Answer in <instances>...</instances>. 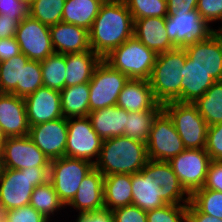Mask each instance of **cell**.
Here are the masks:
<instances>
[{
	"instance_id": "cell-1",
	"label": "cell",
	"mask_w": 222,
	"mask_h": 222,
	"mask_svg": "<svg viewBox=\"0 0 222 222\" xmlns=\"http://www.w3.org/2000/svg\"><path fill=\"white\" fill-rule=\"evenodd\" d=\"M134 20L123 0L102 4L91 29V49L102 59L133 37Z\"/></svg>"
},
{
	"instance_id": "cell-2",
	"label": "cell",
	"mask_w": 222,
	"mask_h": 222,
	"mask_svg": "<svg viewBox=\"0 0 222 222\" xmlns=\"http://www.w3.org/2000/svg\"><path fill=\"white\" fill-rule=\"evenodd\" d=\"M147 145L139 140L118 136L103 140L94 168L104 176L112 174H135L148 162Z\"/></svg>"
},
{
	"instance_id": "cell-3",
	"label": "cell",
	"mask_w": 222,
	"mask_h": 222,
	"mask_svg": "<svg viewBox=\"0 0 222 222\" xmlns=\"http://www.w3.org/2000/svg\"><path fill=\"white\" fill-rule=\"evenodd\" d=\"M185 63L186 52L184 48L176 47L157 54L148 81L159 104L181 102V82Z\"/></svg>"
},
{
	"instance_id": "cell-4",
	"label": "cell",
	"mask_w": 222,
	"mask_h": 222,
	"mask_svg": "<svg viewBox=\"0 0 222 222\" xmlns=\"http://www.w3.org/2000/svg\"><path fill=\"white\" fill-rule=\"evenodd\" d=\"M49 180V167L23 170L2 168L0 173V211L28 206L36 186Z\"/></svg>"
},
{
	"instance_id": "cell-5",
	"label": "cell",
	"mask_w": 222,
	"mask_h": 222,
	"mask_svg": "<svg viewBox=\"0 0 222 222\" xmlns=\"http://www.w3.org/2000/svg\"><path fill=\"white\" fill-rule=\"evenodd\" d=\"M157 54L134 36L112 50L103 60L130 79L148 80Z\"/></svg>"
},
{
	"instance_id": "cell-6",
	"label": "cell",
	"mask_w": 222,
	"mask_h": 222,
	"mask_svg": "<svg viewBox=\"0 0 222 222\" xmlns=\"http://www.w3.org/2000/svg\"><path fill=\"white\" fill-rule=\"evenodd\" d=\"M163 109L171 117L186 149H205L208 125L193 103L169 102Z\"/></svg>"
},
{
	"instance_id": "cell-7",
	"label": "cell",
	"mask_w": 222,
	"mask_h": 222,
	"mask_svg": "<svg viewBox=\"0 0 222 222\" xmlns=\"http://www.w3.org/2000/svg\"><path fill=\"white\" fill-rule=\"evenodd\" d=\"M94 168L85 159L61 157L50 161L49 181L66 207L74 198L83 178Z\"/></svg>"
},
{
	"instance_id": "cell-8",
	"label": "cell",
	"mask_w": 222,
	"mask_h": 222,
	"mask_svg": "<svg viewBox=\"0 0 222 222\" xmlns=\"http://www.w3.org/2000/svg\"><path fill=\"white\" fill-rule=\"evenodd\" d=\"M130 78L103 59L89 82V112L117 105V99Z\"/></svg>"
},
{
	"instance_id": "cell-9",
	"label": "cell",
	"mask_w": 222,
	"mask_h": 222,
	"mask_svg": "<svg viewBox=\"0 0 222 222\" xmlns=\"http://www.w3.org/2000/svg\"><path fill=\"white\" fill-rule=\"evenodd\" d=\"M146 145L148 159L154 161L168 162L186 149L171 117L164 109L154 118Z\"/></svg>"
},
{
	"instance_id": "cell-10",
	"label": "cell",
	"mask_w": 222,
	"mask_h": 222,
	"mask_svg": "<svg viewBox=\"0 0 222 222\" xmlns=\"http://www.w3.org/2000/svg\"><path fill=\"white\" fill-rule=\"evenodd\" d=\"M165 27L169 40L178 48L205 40L216 31L197 10L186 13L180 9L169 14L165 17Z\"/></svg>"
},
{
	"instance_id": "cell-11",
	"label": "cell",
	"mask_w": 222,
	"mask_h": 222,
	"mask_svg": "<svg viewBox=\"0 0 222 222\" xmlns=\"http://www.w3.org/2000/svg\"><path fill=\"white\" fill-rule=\"evenodd\" d=\"M65 157L97 161L103 139L93 129L88 116L67 119Z\"/></svg>"
},
{
	"instance_id": "cell-12",
	"label": "cell",
	"mask_w": 222,
	"mask_h": 222,
	"mask_svg": "<svg viewBox=\"0 0 222 222\" xmlns=\"http://www.w3.org/2000/svg\"><path fill=\"white\" fill-rule=\"evenodd\" d=\"M211 161L205 149H185L168 163L181 185L191 195L203 187Z\"/></svg>"
},
{
	"instance_id": "cell-13",
	"label": "cell",
	"mask_w": 222,
	"mask_h": 222,
	"mask_svg": "<svg viewBox=\"0 0 222 222\" xmlns=\"http://www.w3.org/2000/svg\"><path fill=\"white\" fill-rule=\"evenodd\" d=\"M50 159L29 136L7 137L1 152L2 168L23 170L31 167H50Z\"/></svg>"
},
{
	"instance_id": "cell-14",
	"label": "cell",
	"mask_w": 222,
	"mask_h": 222,
	"mask_svg": "<svg viewBox=\"0 0 222 222\" xmlns=\"http://www.w3.org/2000/svg\"><path fill=\"white\" fill-rule=\"evenodd\" d=\"M16 40L21 53L33 61H44L55 53L50 27L28 15L18 25Z\"/></svg>"
},
{
	"instance_id": "cell-15",
	"label": "cell",
	"mask_w": 222,
	"mask_h": 222,
	"mask_svg": "<svg viewBox=\"0 0 222 222\" xmlns=\"http://www.w3.org/2000/svg\"><path fill=\"white\" fill-rule=\"evenodd\" d=\"M67 132V119L62 117L30 126L28 136L50 160H54L65 156Z\"/></svg>"
},
{
	"instance_id": "cell-16",
	"label": "cell",
	"mask_w": 222,
	"mask_h": 222,
	"mask_svg": "<svg viewBox=\"0 0 222 222\" xmlns=\"http://www.w3.org/2000/svg\"><path fill=\"white\" fill-rule=\"evenodd\" d=\"M192 63L204 69L215 81H222V35L216 30L207 39L184 47Z\"/></svg>"
},
{
	"instance_id": "cell-17",
	"label": "cell",
	"mask_w": 222,
	"mask_h": 222,
	"mask_svg": "<svg viewBox=\"0 0 222 222\" xmlns=\"http://www.w3.org/2000/svg\"><path fill=\"white\" fill-rule=\"evenodd\" d=\"M143 169L155 179L157 195L166 204H188L190 202V194L181 185L168 162L148 160Z\"/></svg>"
},
{
	"instance_id": "cell-18",
	"label": "cell",
	"mask_w": 222,
	"mask_h": 222,
	"mask_svg": "<svg viewBox=\"0 0 222 222\" xmlns=\"http://www.w3.org/2000/svg\"><path fill=\"white\" fill-rule=\"evenodd\" d=\"M24 100L29 126L63 117L60 91L41 86Z\"/></svg>"
},
{
	"instance_id": "cell-19",
	"label": "cell",
	"mask_w": 222,
	"mask_h": 222,
	"mask_svg": "<svg viewBox=\"0 0 222 222\" xmlns=\"http://www.w3.org/2000/svg\"><path fill=\"white\" fill-rule=\"evenodd\" d=\"M29 123L26 104L22 97L0 93V132L4 138L28 136Z\"/></svg>"
},
{
	"instance_id": "cell-20",
	"label": "cell",
	"mask_w": 222,
	"mask_h": 222,
	"mask_svg": "<svg viewBox=\"0 0 222 222\" xmlns=\"http://www.w3.org/2000/svg\"><path fill=\"white\" fill-rule=\"evenodd\" d=\"M74 209L78 214L98 212L104 207V175L93 168L82 180L74 198L66 208Z\"/></svg>"
},
{
	"instance_id": "cell-21",
	"label": "cell",
	"mask_w": 222,
	"mask_h": 222,
	"mask_svg": "<svg viewBox=\"0 0 222 222\" xmlns=\"http://www.w3.org/2000/svg\"><path fill=\"white\" fill-rule=\"evenodd\" d=\"M50 37L55 53L69 54L91 50L89 31L64 22L50 26Z\"/></svg>"
},
{
	"instance_id": "cell-22",
	"label": "cell",
	"mask_w": 222,
	"mask_h": 222,
	"mask_svg": "<svg viewBox=\"0 0 222 222\" xmlns=\"http://www.w3.org/2000/svg\"><path fill=\"white\" fill-rule=\"evenodd\" d=\"M133 36L156 54L176 48L168 38L165 17H147L134 20Z\"/></svg>"
},
{
	"instance_id": "cell-23",
	"label": "cell",
	"mask_w": 222,
	"mask_h": 222,
	"mask_svg": "<svg viewBox=\"0 0 222 222\" xmlns=\"http://www.w3.org/2000/svg\"><path fill=\"white\" fill-rule=\"evenodd\" d=\"M156 101L148 80L129 79L117 99V106L128 112L152 110Z\"/></svg>"
},
{
	"instance_id": "cell-24",
	"label": "cell",
	"mask_w": 222,
	"mask_h": 222,
	"mask_svg": "<svg viewBox=\"0 0 222 222\" xmlns=\"http://www.w3.org/2000/svg\"><path fill=\"white\" fill-rule=\"evenodd\" d=\"M127 117L128 111L117 105L94 110L88 114L93 129L103 140L123 136Z\"/></svg>"
},
{
	"instance_id": "cell-25",
	"label": "cell",
	"mask_w": 222,
	"mask_h": 222,
	"mask_svg": "<svg viewBox=\"0 0 222 222\" xmlns=\"http://www.w3.org/2000/svg\"><path fill=\"white\" fill-rule=\"evenodd\" d=\"M102 61L92 49L66 54L65 87L89 83L95 68Z\"/></svg>"
},
{
	"instance_id": "cell-26",
	"label": "cell",
	"mask_w": 222,
	"mask_h": 222,
	"mask_svg": "<svg viewBox=\"0 0 222 222\" xmlns=\"http://www.w3.org/2000/svg\"><path fill=\"white\" fill-rule=\"evenodd\" d=\"M181 82V102L194 103L216 82L207 71L195 66L186 55Z\"/></svg>"
},
{
	"instance_id": "cell-27",
	"label": "cell",
	"mask_w": 222,
	"mask_h": 222,
	"mask_svg": "<svg viewBox=\"0 0 222 222\" xmlns=\"http://www.w3.org/2000/svg\"><path fill=\"white\" fill-rule=\"evenodd\" d=\"M132 204L149 211L166 203L157 195L156 181L144 169L131 174Z\"/></svg>"
},
{
	"instance_id": "cell-28",
	"label": "cell",
	"mask_w": 222,
	"mask_h": 222,
	"mask_svg": "<svg viewBox=\"0 0 222 222\" xmlns=\"http://www.w3.org/2000/svg\"><path fill=\"white\" fill-rule=\"evenodd\" d=\"M131 174H112L104 176V207L115 208L132 204Z\"/></svg>"
},
{
	"instance_id": "cell-29",
	"label": "cell",
	"mask_w": 222,
	"mask_h": 222,
	"mask_svg": "<svg viewBox=\"0 0 222 222\" xmlns=\"http://www.w3.org/2000/svg\"><path fill=\"white\" fill-rule=\"evenodd\" d=\"M101 5L102 3L99 0H66L62 22L74 24L89 31Z\"/></svg>"
},
{
	"instance_id": "cell-30",
	"label": "cell",
	"mask_w": 222,
	"mask_h": 222,
	"mask_svg": "<svg viewBox=\"0 0 222 222\" xmlns=\"http://www.w3.org/2000/svg\"><path fill=\"white\" fill-rule=\"evenodd\" d=\"M89 83L65 87L60 91L61 107L63 117L88 116L89 112Z\"/></svg>"
},
{
	"instance_id": "cell-31",
	"label": "cell",
	"mask_w": 222,
	"mask_h": 222,
	"mask_svg": "<svg viewBox=\"0 0 222 222\" xmlns=\"http://www.w3.org/2000/svg\"><path fill=\"white\" fill-rule=\"evenodd\" d=\"M208 126L222 122V81H216L193 103Z\"/></svg>"
},
{
	"instance_id": "cell-32",
	"label": "cell",
	"mask_w": 222,
	"mask_h": 222,
	"mask_svg": "<svg viewBox=\"0 0 222 222\" xmlns=\"http://www.w3.org/2000/svg\"><path fill=\"white\" fill-rule=\"evenodd\" d=\"M29 205L42 213L49 221L54 220L51 218L57 216V214L59 215L58 212H61L62 209H66L49 180L34 188Z\"/></svg>"
},
{
	"instance_id": "cell-33",
	"label": "cell",
	"mask_w": 222,
	"mask_h": 222,
	"mask_svg": "<svg viewBox=\"0 0 222 222\" xmlns=\"http://www.w3.org/2000/svg\"><path fill=\"white\" fill-rule=\"evenodd\" d=\"M162 109L158 103L152 110L128 112L123 136L147 143L154 118Z\"/></svg>"
},
{
	"instance_id": "cell-34",
	"label": "cell",
	"mask_w": 222,
	"mask_h": 222,
	"mask_svg": "<svg viewBox=\"0 0 222 222\" xmlns=\"http://www.w3.org/2000/svg\"><path fill=\"white\" fill-rule=\"evenodd\" d=\"M43 86L61 91L65 88L66 54L53 53L41 61Z\"/></svg>"
},
{
	"instance_id": "cell-35",
	"label": "cell",
	"mask_w": 222,
	"mask_h": 222,
	"mask_svg": "<svg viewBox=\"0 0 222 222\" xmlns=\"http://www.w3.org/2000/svg\"><path fill=\"white\" fill-rule=\"evenodd\" d=\"M43 86L41 62L21 61L20 84L11 92L13 95L25 98Z\"/></svg>"
},
{
	"instance_id": "cell-36",
	"label": "cell",
	"mask_w": 222,
	"mask_h": 222,
	"mask_svg": "<svg viewBox=\"0 0 222 222\" xmlns=\"http://www.w3.org/2000/svg\"><path fill=\"white\" fill-rule=\"evenodd\" d=\"M66 0H35L28 7V15L47 26L62 22Z\"/></svg>"
},
{
	"instance_id": "cell-37",
	"label": "cell",
	"mask_w": 222,
	"mask_h": 222,
	"mask_svg": "<svg viewBox=\"0 0 222 222\" xmlns=\"http://www.w3.org/2000/svg\"><path fill=\"white\" fill-rule=\"evenodd\" d=\"M190 202L201 213L222 219V192L199 188L190 195Z\"/></svg>"
},
{
	"instance_id": "cell-38",
	"label": "cell",
	"mask_w": 222,
	"mask_h": 222,
	"mask_svg": "<svg viewBox=\"0 0 222 222\" xmlns=\"http://www.w3.org/2000/svg\"><path fill=\"white\" fill-rule=\"evenodd\" d=\"M23 53L0 63V93H11L20 84L21 61H29Z\"/></svg>"
},
{
	"instance_id": "cell-39",
	"label": "cell",
	"mask_w": 222,
	"mask_h": 222,
	"mask_svg": "<svg viewBox=\"0 0 222 222\" xmlns=\"http://www.w3.org/2000/svg\"><path fill=\"white\" fill-rule=\"evenodd\" d=\"M133 20L147 17H166L167 0H123Z\"/></svg>"
},
{
	"instance_id": "cell-40",
	"label": "cell",
	"mask_w": 222,
	"mask_h": 222,
	"mask_svg": "<svg viewBox=\"0 0 222 222\" xmlns=\"http://www.w3.org/2000/svg\"><path fill=\"white\" fill-rule=\"evenodd\" d=\"M146 214L147 222H187V204H166Z\"/></svg>"
},
{
	"instance_id": "cell-41",
	"label": "cell",
	"mask_w": 222,
	"mask_h": 222,
	"mask_svg": "<svg viewBox=\"0 0 222 222\" xmlns=\"http://www.w3.org/2000/svg\"><path fill=\"white\" fill-rule=\"evenodd\" d=\"M3 222H50L32 206H24L3 212Z\"/></svg>"
},
{
	"instance_id": "cell-42",
	"label": "cell",
	"mask_w": 222,
	"mask_h": 222,
	"mask_svg": "<svg viewBox=\"0 0 222 222\" xmlns=\"http://www.w3.org/2000/svg\"><path fill=\"white\" fill-rule=\"evenodd\" d=\"M205 150L211 160L222 161V122L208 127Z\"/></svg>"
},
{
	"instance_id": "cell-43",
	"label": "cell",
	"mask_w": 222,
	"mask_h": 222,
	"mask_svg": "<svg viewBox=\"0 0 222 222\" xmlns=\"http://www.w3.org/2000/svg\"><path fill=\"white\" fill-rule=\"evenodd\" d=\"M196 10L209 24L220 21L222 25V0H198Z\"/></svg>"
},
{
	"instance_id": "cell-44",
	"label": "cell",
	"mask_w": 222,
	"mask_h": 222,
	"mask_svg": "<svg viewBox=\"0 0 222 222\" xmlns=\"http://www.w3.org/2000/svg\"><path fill=\"white\" fill-rule=\"evenodd\" d=\"M114 222H147L146 211L130 204L113 209Z\"/></svg>"
},
{
	"instance_id": "cell-45",
	"label": "cell",
	"mask_w": 222,
	"mask_h": 222,
	"mask_svg": "<svg viewBox=\"0 0 222 222\" xmlns=\"http://www.w3.org/2000/svg\"><path fill=\"white\" fill-rule=\"evenodd\" d=\"M0 14L14 20H23L28 16V7L21 0H0Z\"/></svg>"
},
{
	"instance_id": "cell-46",
	"label": "cell",
	"mask_w": 222,
	"mask_h": 222,
	"mask_svg": "<svg viewBox=\"0 0 222 222\" xmlns=\"http://www.w3.org/2000/svg\"><path fill=\"white\" fill-rule=\"evenodd\" d=\"M202 188L222 192V161L212 160Z\"/></svg>"
},
{
	"instance_id": "cell-47",
	"label": "cell",
	"mask_w": 222,
	"mask_h": 222,
	"mask_svg": "<svg viewBox=\"0 0 222 222\" xmlns=\"http://www.w3.org/2000/svg\"><path fill=\"white\" fill-rule=\"evenodd\" d=\"M21 54L16 37L0 39V63Z\"/></svg>"
},
{
	"instance_id": "cell-48",
	"label": "cell",
	"mask_w": 222,
	"mask_h": 222,
	"mask_svg": "<svg viewBox=\"0 0 222 222\" xmlns=\"http://www.w3.org/2000/svg\"><path fill=\"white\" fill-rule=\"evenodd\" d=\"M74 216H77L75 222H114L113 214L109 210L82 213Z\"/></svg>"
},
{
	"instance_id": "cell-49",
	"label": "cell",
	"mask_w": 222,
	"mask_h": 222,
	"mask_svg": "<svg viewBox=\"0 0 222 222\" xmlns=\"http://www.w3.org/2000/svg\"><path fill=\"white\" fill-rule=\"evenodd\" d=\"M21 21L0 14V39L14 37Z\"/></svg>"
},
{
	"instance_id": "cell-50",
	"label": "cell",
	"mask_w": 222,
	"mask_h": 222,
	"mask_svg": "<svg viewBox=\"0 0 222 222\" xmlns=\"http://www.w3.org/2000/svg\"><path fill=\"white\" fill-rule=\"evenodd\" d=\"M187 222H222V219L201 213L189 202L187 204Z\"/></svg>"
},
{
	"instance_id": "cell-51",
	"label": "cell",
	"mask_w": 222,
	"mask_h": 222,
	"mask_svg": "<svg viewBox=\"0 0 222 222\" xmlns=\"http://www.w3.org/2000/svg\"><path fill=\"white\" fill-rule=\"evenodd\" d=\"M198 0H167V13L172 14L177 10L194 11L197 8Z\"/></svg>"
},
{
	"instance_id": "cell-52",
	"label": "cell",
	"mask_w": 222,
	"mask_h": 222,
	"mask_svg": "<svg viewBox=\"0 0 222 222\" xmlns=\"http://www.w3.org/2000/svg\"><path fill=\"white\" fill-rule=\"evenodd\" d=\"M102 4H107V3H116L121 0H99Z\"/></svg>"
},
{
	"instance_id": "cell-53",
	"label": "cell",
	"mask_w": 222,
	"mask_h": 222,
	"mask_svg": "<svg viewBox=\"0 0 222 222\" xmlns=\"http://www.w3.org/2000/svg\"><path fill=\"white\" fill-rule=\"evenodd\" d=\"M27 7H29L35 0H21Z\"/></svg>"
},
{
	"instance_id": "cell-54",
	"label": "cell",
	"mask_w": 222,
	"mask_h": 222,
	"mask_svg": "<svg viewBox=\"0 0 222 222\" xmlns=\"http://www.w3.org/2000/svg\"><path fill=\"white\" fill-rule=\"evenodd\" d=\"M3 140H4V137L2 136V134L0 132V154L2 152Z\"/></svg>"
},
{
	"instance_id": "cell-55",
	"label": "cell",
	"mask_w": 222,
	"mask_h": 222,
	"mask_svg": "<svg viewBox=\"0 0 222 222\" xmlns=\"http://www.w3.org/2000/svg\"><path fill=\"white\" fill-rule=\"evenodd\" d=\"M219 28H217L216 30L222 35V25L221 26H217Z\"/></svg>"
},
{
	"instance_id": "cell-56",
	"label": "cell",
	"mask_w": 222,
	"mask_h": 222,
	"mask_svg": "<svg viewBox=\"0 0 222 222\" xmlns=\"http://www.w3.org/2000/svg\"><path fill=\"white\" fill-rule=\"evenodd\" d=\"M0 222H3V213L0 211Z\"/></svg>"
},
{
	"instance_id": "cell-57",
	"label": "cell",
	"mask_w": 222,
	"mask_h": 222,
	"mask_svg": "<svg viewBox=\"0 0 222 222\" xmlns=\"http://www.w3.org/2000/svg\"><path fill=\"white\" fill-rule=\"evenodd\" d=\"M1 169H2V164H1V154H0V173H1Z\"/></svg>"
}]
</instances>
